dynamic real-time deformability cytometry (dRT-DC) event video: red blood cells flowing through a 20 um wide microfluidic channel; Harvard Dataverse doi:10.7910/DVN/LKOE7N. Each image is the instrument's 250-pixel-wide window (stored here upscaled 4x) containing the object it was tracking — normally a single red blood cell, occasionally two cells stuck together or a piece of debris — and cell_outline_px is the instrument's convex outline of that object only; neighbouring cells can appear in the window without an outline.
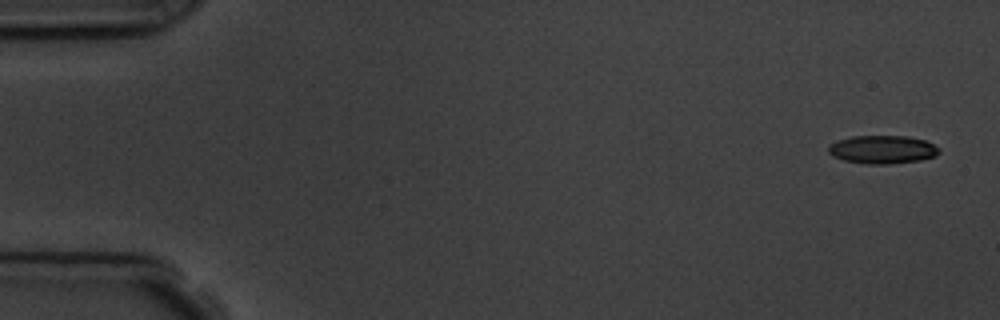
{"species": "common noctule bat (a hibernating species)", "species_latin": "Nyctalus noctula", "temperature_condition": "room temperature", "stored_images_in_passage": 4, "camera_frame_rate_fps": 3000, "um_per_image_px": 0.085, "animal": {"sex": "male", "body_mass_g": 19.5, "forearm_length_mm": 54.6}, "frame": {"image": 1, "passage_image": 1, "time_ms": 0.0, "image_size_px": [1000, 320], "cell_outline_px": [[940, 152], [936, 156], [920, 160], [888, 164], [868, 164], [844, 160], [832, 156], [828, 152], [828, 144], [836, 140], [852, 136], [908, 136], [924, 140], [940, 148]], "centroid_in_image_um": [74.99, 12.7], "position_along_channel_um": 10.0, "area_um2": 18.32}}